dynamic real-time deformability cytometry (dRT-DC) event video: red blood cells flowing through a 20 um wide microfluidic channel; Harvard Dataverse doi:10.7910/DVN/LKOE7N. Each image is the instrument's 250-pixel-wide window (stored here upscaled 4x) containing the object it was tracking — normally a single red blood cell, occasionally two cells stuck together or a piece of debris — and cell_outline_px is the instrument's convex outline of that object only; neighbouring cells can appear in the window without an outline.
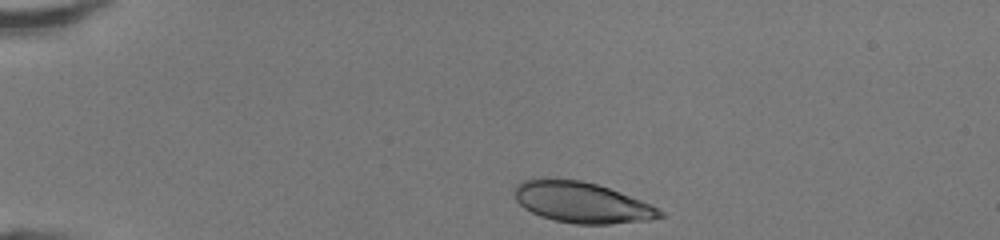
{"species": "human", "species_latin": "Homo sapiens", "temperature_condition": "room temperature", "stored_images_in_passage": 7, "segment_of_instrument_passage": [1, 2], "camera_frame_rate_fps": 3000, "um_per_image_px": 0.085, "donor": {"sex": "female"}, "frame": {"image": 1, "passage_image": 1, "time_ms": 0.0, "image_size_px": [1000, 240], "cell_outline_px": [[664, 216], [652, 220], [608, 224], [576, 224], [556, 220], [540, 216], [524, 208], [516, 200], [512, 192], [516, 184], [524, 180], [540, 176], [580, 180], [596, 184], [608, 188], [652, 204], [664, 212]], "centroid_in_image_um": [49.41, 17.18], "position_along_channel_um": 35.6, "area_um2": 35.03}}